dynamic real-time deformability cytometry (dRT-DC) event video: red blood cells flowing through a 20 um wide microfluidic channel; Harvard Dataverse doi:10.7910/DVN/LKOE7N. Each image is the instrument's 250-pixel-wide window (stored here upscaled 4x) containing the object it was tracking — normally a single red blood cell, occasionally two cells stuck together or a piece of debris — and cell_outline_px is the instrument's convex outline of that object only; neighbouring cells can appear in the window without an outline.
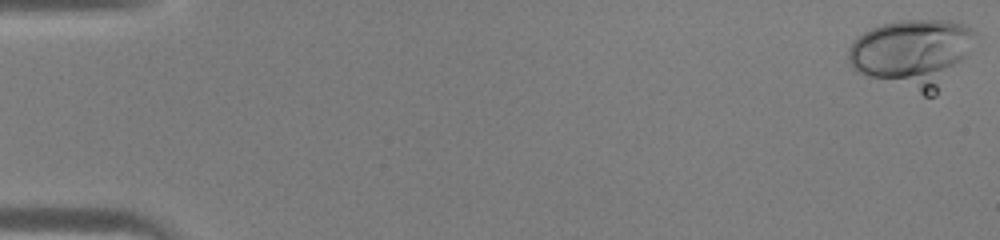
{"species": "human", "species_latin": "Homo sapiens", "temperature_condition": "warm", "stored_images_in_passage": 45, "camera_frame_rate_fps": 3000, "um_per_image_px": 0.085, "donor": {"sex": "male"}, "frame": {"image": 1, "passage_image": 1, "time_ms": 0.0, "image_size_px": [1000, 240], "cell_outline_px": [[976, 32], [968, 52], [936, 96], [924, 96], [856, 72], [852, 68], [848, 60], [848, 48], [856, 36], [880, 24], [900, 20], [948, 20], [960, 24]], "centroid_in_image_um": [77.49, 4.54], "position_along_channel_um": 7.5, "area_um2": 50.11}}
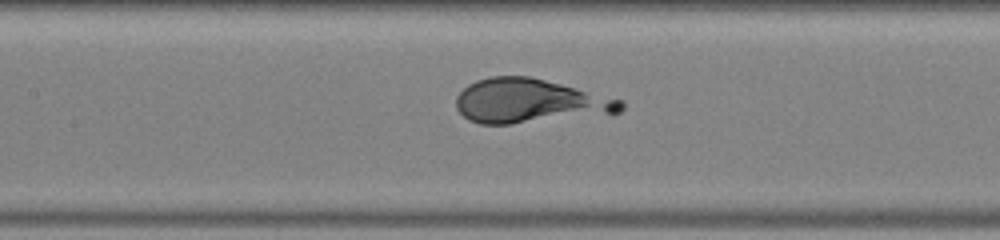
{"frame": {"image": 2, "passage_image": 22, "time_ms": 7.0, "image_size_px": [1000, 240], "cell_outline_px": [[588, 104], [576, 108], [512, 124], [480, 124], [468, 120], [456, 108], [456, 96], [468, 84], [476, 80], [488, 76], [528, 76], [560, 84], [584, 92]], "centroid_in_image_um": [43.8, 8.46], "position_along_channel_um": 163.6, "area_um2": 34.1}}
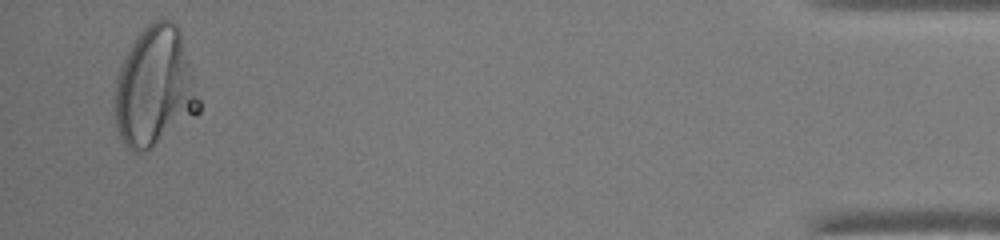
{"frame": {"image": 3, "passage_image": 44, "time_ms": 14.333, "image_size_px": [1000, 240], "cell_outline_px": [[200, 112], [144, 152], [132, 152], [124, 144], [120, 136], [116, 124], [116, 80], [124, 56], [136, 36], [152, 20], [172, 20], [180, 28], [200, 100]], "centroid_in_image_um": [13.16, 7.39], "position_along_channel_um": 422.0, "area_um2": 58.26}}